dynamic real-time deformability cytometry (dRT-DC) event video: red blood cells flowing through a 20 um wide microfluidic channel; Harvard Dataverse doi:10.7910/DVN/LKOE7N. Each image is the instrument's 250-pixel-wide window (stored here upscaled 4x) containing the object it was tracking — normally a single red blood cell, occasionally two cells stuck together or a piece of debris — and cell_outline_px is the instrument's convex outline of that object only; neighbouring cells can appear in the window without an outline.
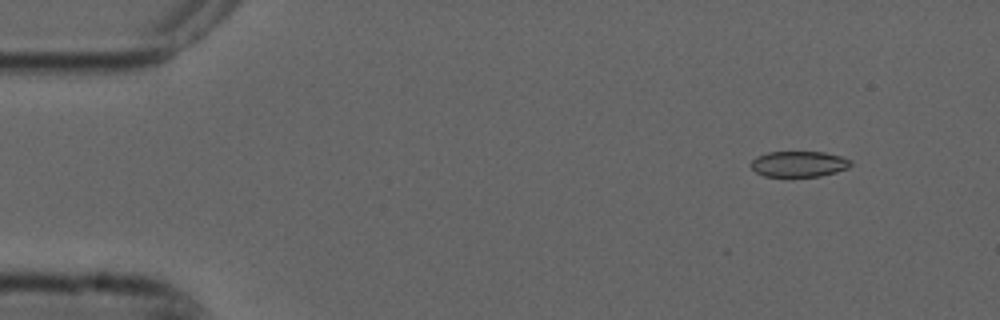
{"species": "common noctule bat (a hibernating species)", "species_latin": "Nyctalus noctula", "temperature_condition": "cold", "stored_images_in_passage": 5, "camera_frame_rate_fps": 3000, "um_per_image_px": 0.085, "animal": {"sex": "male", "forearm_length_mm": 52.5}, "frame": {"image": 1, "passage_image": 2, "time_ms": 0.333, "image_size_px": [1000, 320], "cell_outline_px": [[852, 164], [848, 168], [836, 172], [820, 176], [764, 176], [756, 172], [752, 168], [752, 160], [756, 156], [768, 152], [824, 152], [840, 156], [852, 160]], "centroid_in_image_um": [67.92, 13.93], "position_along_channel_um": 17.1, "area_um2": 14.91}}
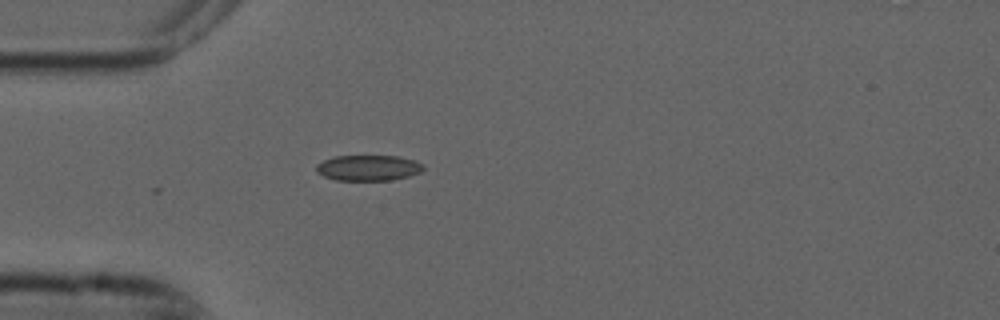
{"frame": {"image": 2, "passage_image": 5, "time_ms": 1.333, "image_size_px": [1000, 320], "cell_outline_px": [[424, 168], [420, 172], [408, 176], [392, 180], [336, 180], [324, 176], [316, 172], [316, 164], [332, 156], [396, 156], [416, 160], [424, 164]], "centroid_in_image_um": [31.3, 14.26], "position_along_channel_um": 53.7, "area_um2": 16.07}}